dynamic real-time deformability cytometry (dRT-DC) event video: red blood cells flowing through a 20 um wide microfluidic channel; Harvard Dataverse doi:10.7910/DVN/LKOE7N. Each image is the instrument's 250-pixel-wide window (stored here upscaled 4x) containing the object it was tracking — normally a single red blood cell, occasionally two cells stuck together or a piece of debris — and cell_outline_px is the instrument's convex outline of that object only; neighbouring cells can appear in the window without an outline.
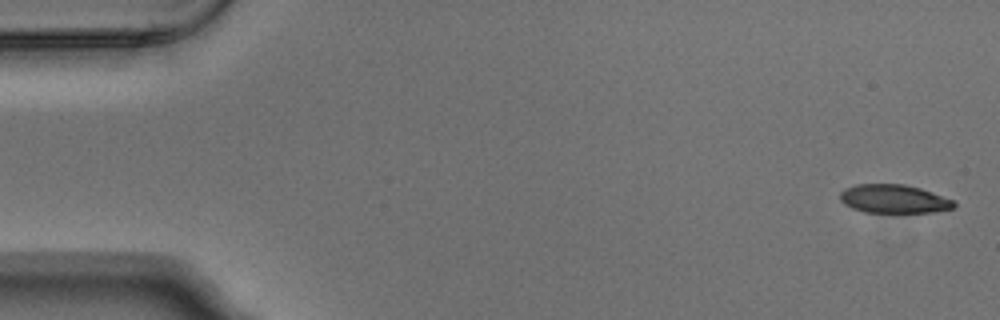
{"species": "Egyptian fruit bat (a non-hibernating species)", "species_latin": "Rousettus aegyptiacus", "temperature_condition": "warm", "stored_images_in_passage": 4, "camera_frame_rate_fps": 3000, "um_per_image_px": 0.085, "animal": {"sex": "male"}, "frame": {"image": 1, "passage_image": 1, "time_ms": 0.0, "image_size_px": [1000, 320], "cell_outline_px": [[956, 208], [932, 212], [864, 212], [852, 208], [844, 204], [840, 200], [840, 192], [844, 188], [856, 184], [904, 184], [920, 188], [932, 192], [952, 200], [956, 204]], "centroid_in_image_um": [75.95, 16.9], "position_along_channel_um": 9.0, "area_um2": 18.96}}
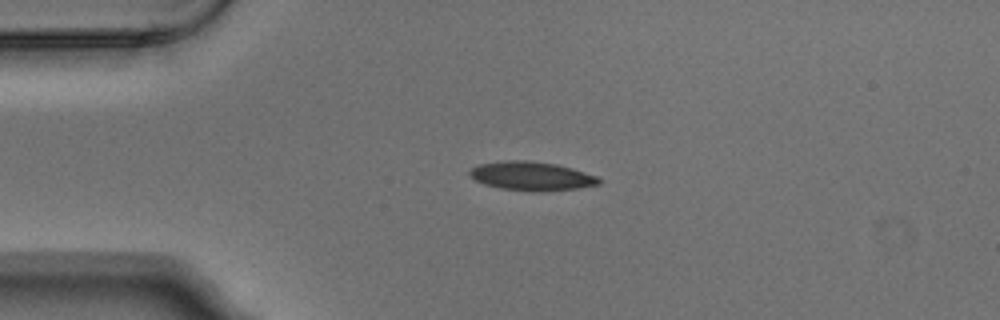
{"frame": {"image": 2, "passage_image": 3, "time_ms": 0.667, "image_size_px": [1000, 320], "cell_outline_px": [[600, 184], [576, 188], [540, 192], [532, 192], [500, 188], [484, 184], [468, 176], [468, 172], [472, 168], [480, 164], [508, 160], [524, 160], [556, 164], [572, 168], [596, 176], [600, 180]], "centroid_in_image_um": [45.15, 14.97], "position_along_channel_um": 39.8, "area_um2": 21.62}}